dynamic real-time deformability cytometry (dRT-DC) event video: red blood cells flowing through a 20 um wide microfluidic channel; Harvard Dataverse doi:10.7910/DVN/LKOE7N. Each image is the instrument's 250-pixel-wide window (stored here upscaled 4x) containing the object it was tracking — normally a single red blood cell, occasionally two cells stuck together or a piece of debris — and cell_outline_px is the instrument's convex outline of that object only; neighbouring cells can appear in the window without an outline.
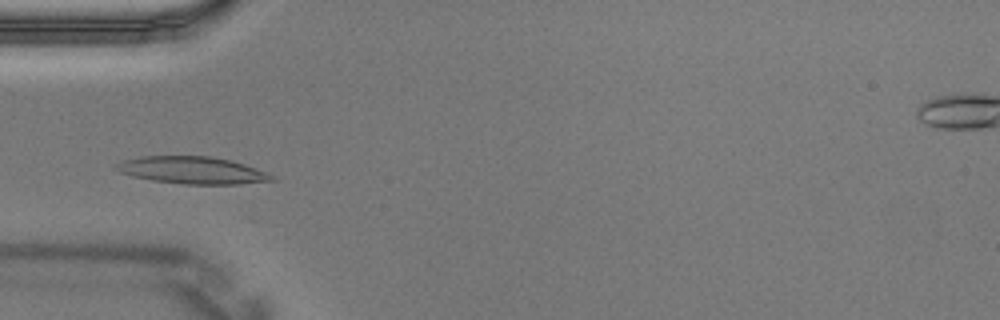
{"species": "Egyptian fruit bat (a non-hibernating species)", "species_latin": "Rousettus aegyptiacus", "temperature_condition": "warm", "stored_images_in_passage": 4, "camera_frame_rate_fps": 3000, "um_per_image_px": 0.085, "animal": {"sex": "male"}, "frame": {"image": 1, "passage_image": 3, "time_ms": 0.667, "image_size_px": [1000, 320], "cell_outline_px": [[276, 180], [236, 184], [184, 184], [152, 180], [132, 176], [120, 172], [112, 168], [116, 164], [124, 160], [140, 156], [212, 156], [232, 160], [268, 172], [276, 176]], "centroid_in_image_um": [16.36, 14.46], "position_along_channel_um": 68.6, "area_um2": 24.8}}